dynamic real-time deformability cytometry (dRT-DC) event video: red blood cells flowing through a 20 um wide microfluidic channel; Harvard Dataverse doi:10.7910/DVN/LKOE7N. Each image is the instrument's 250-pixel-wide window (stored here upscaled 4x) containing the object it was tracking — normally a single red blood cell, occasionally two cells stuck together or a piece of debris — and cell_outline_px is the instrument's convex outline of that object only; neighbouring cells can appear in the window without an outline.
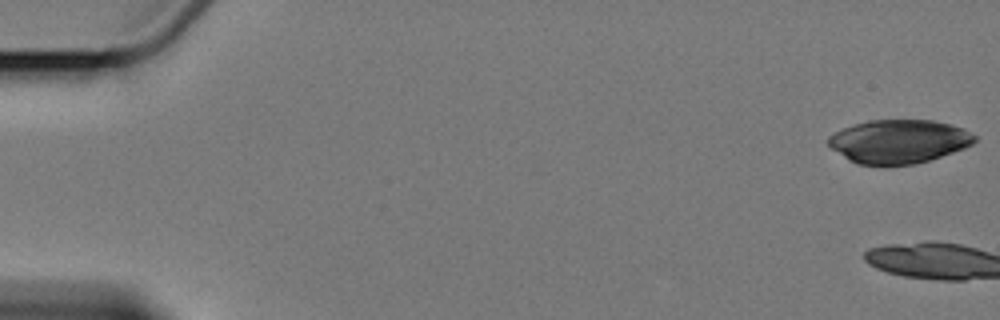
{"species": "Egyptian fruit bat (a non-hibernating species)", "species_latin": "Rousettus aegyptiacus", "temperature_condition": "cold", "stored_images_in_passage": 7, "camera_frame_rate_fps": 3000, "um_per_image_px": 0.085, "animal": {"sex": "female"}, "frame": {"image": 1, "passage_image": 1, "time_ms": 0.0, "image_size_px": [1000, 320], "cell_outline_px": [[976, 140], [972, 144], [964, 148], [916, 164], [856, 164], [848, 160], [832, 148], [828, 144], [828, 136], [844, 128], [868, 120], [932, 120], [964, 128], [976, 136]], "centroid_in_image_um": [76.4, 12.01], "position_along_channel_um": 8.6, "area_um2": 36.76}}
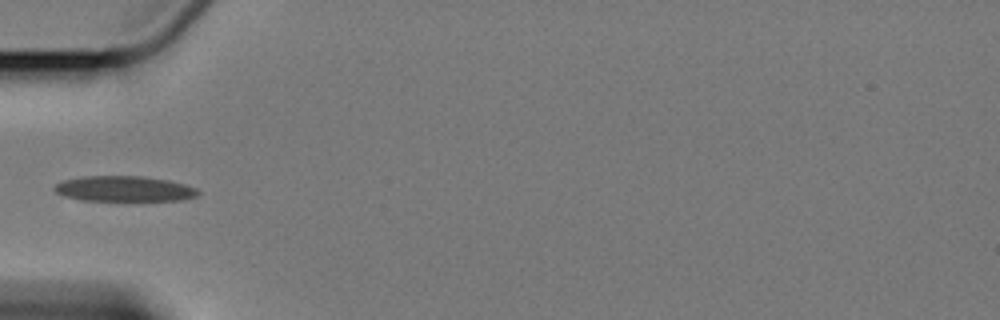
{"frame": {"image": 2, "passage_image": 7, "time_ms": 7.333, "image_size_px": [1000, 320], "cell_outline_px": [[200, 192], [196, 196], [184, 200], [80, 200], [64, 196], [56, 192], [52, 188], [56, 184], [64, 180], [84, 176], [140, 176], [168, 180], [184, 184], [196, 188]], "centroid_in_image_um": [10.55, 16.04], "position_along_channel_um": 74.5, "area_um2": 21.15}}